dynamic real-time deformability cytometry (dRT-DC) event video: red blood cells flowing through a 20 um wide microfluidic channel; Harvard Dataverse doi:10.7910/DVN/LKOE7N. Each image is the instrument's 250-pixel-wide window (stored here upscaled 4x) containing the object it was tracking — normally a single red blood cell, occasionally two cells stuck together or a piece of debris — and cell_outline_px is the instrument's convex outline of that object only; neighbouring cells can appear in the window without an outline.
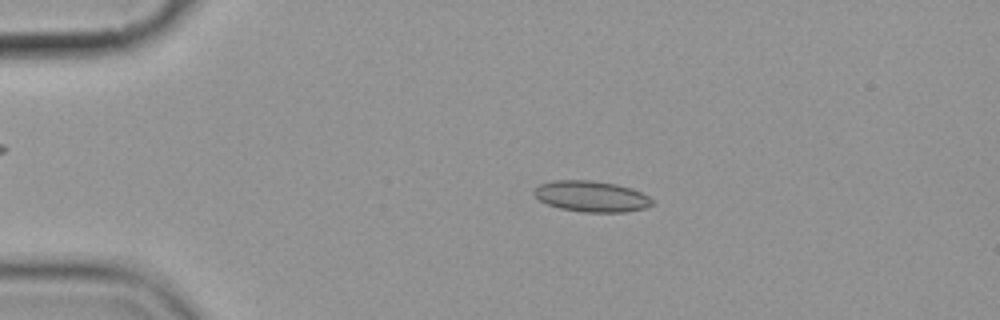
{"species": "common noctule bat (a hibernating species)", "species_latin": "Nyctalus noctula", "temperature_condition": "cold", "stored_images_in_passage": 5, "camera_frame_rate_fps": 3000, "um_per_image_px": 0.085, "animal": {"sex": "female", "body_mass_g": 19.9}, "frame": {"image": 1, "passage_image": 3, "time_ms": 2.333, "image_size_px": [1000, 320], "cell_outline_px": [[656, 204], [644, 208], [628, 212], [584, 212], [560, 208], [548, 204], [540, 200], [532, 192], [540, 184], [552, 180], [592, 180], [616, 184], [632, 188], [648, 196]], "centroid_in_image_um": [50.29, 16.69], "position_along_channel_um": 34.7, "area_um2": 21.33}}
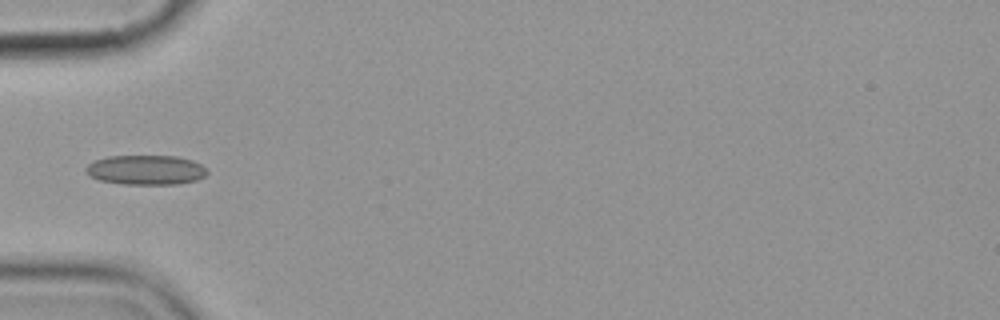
{"frame": {"image": 2, "passage_image": 5, "time_ms": 4.667, "image_size_px": [1000, 320], "cell_outline_px": [[208, 172], [204, 176], [196, 180], [176, 184], [124, 184], [100, 180], [92, 176], [84, 168], [88, 164], [96, 160], [108, 156], [176, 156], [192, 160], [200, 164]], "centroid_in_image_um": [12.41, 14.44], "position_along_channel_um": 72.6, "area_um2": 20.69}}